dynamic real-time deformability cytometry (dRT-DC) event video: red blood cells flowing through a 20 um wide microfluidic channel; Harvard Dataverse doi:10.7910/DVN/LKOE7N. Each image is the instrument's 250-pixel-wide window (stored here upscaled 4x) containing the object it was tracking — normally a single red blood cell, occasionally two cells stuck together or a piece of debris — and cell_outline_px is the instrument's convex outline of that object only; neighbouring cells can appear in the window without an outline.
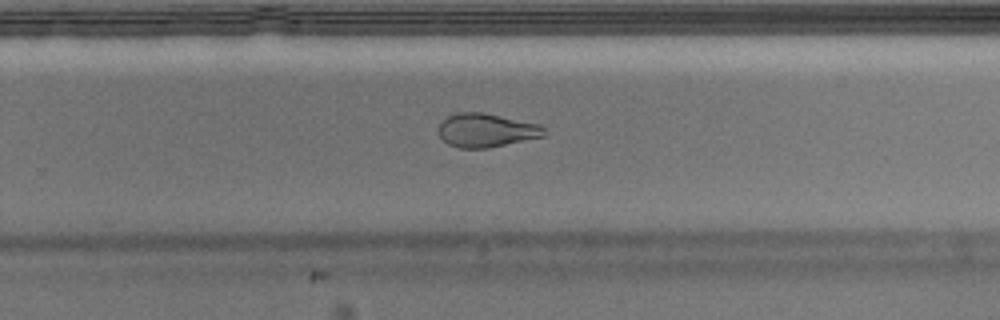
{"species": "Egyptian fruit bat (a non-hibernating species)", "species_latin": "Rousettus aegyptiacus", "temperature_condition": "warm", "stored_images_in_passage": 28, "camera_frame_rate_fps": 3000, "um_per_image_px": 0.085, "animal": {"sex": "male"}, "frame": {"image": 1, "passage_image": 16, "time_ms": 5.0, "image_size_px": [1000, 320], "cell_outline_px": [[544, 136], [488, 148], [460, 148], [448, 144], [440, 136], [440, 124], [448, 116], [460, 112], [480, 112], [540, 124], [544, 128]], "centroid_in_image_um": [41.34, 11.08], "position_along_channel_um": 288.5, "area_um2": 20.35}}